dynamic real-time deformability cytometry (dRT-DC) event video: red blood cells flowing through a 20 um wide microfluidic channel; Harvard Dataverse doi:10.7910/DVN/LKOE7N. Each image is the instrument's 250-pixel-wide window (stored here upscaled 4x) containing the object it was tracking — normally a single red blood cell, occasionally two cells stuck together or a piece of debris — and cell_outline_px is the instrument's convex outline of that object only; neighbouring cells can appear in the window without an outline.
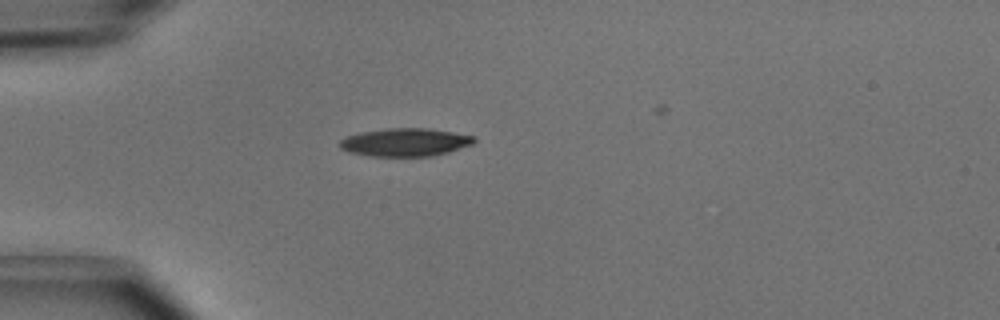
{"species": "common noctule bat (a hibernating species)", "species_latin": "Nyctalus noctula", "temperature_condition": "cold", "stored_images_in_passage": 2, "camera_frame_rate_fps": 3000, "um_per_image_px": 0.085, "animal": {"sex": "male", "body_mass_g": 15.6}, "frame": {"image": 1, "passage_image": 1, "time_ms": 0.0, "image_size_px": [1000, 320], "cell_outline_px": [[476, 140], [472, 144], [448, 152], [432, 156], [368, 156], [348, 152], [340, 148], [336, 144], [340, 140], [348, 136], [360, 132], [388, 128], [428, 128], [476, 136]], "centroid_in_image_um": [34.41, 12.09], "position_along_channel_um": 50.6, "area_um2": 22.08}}